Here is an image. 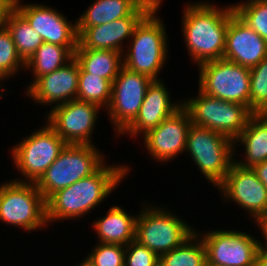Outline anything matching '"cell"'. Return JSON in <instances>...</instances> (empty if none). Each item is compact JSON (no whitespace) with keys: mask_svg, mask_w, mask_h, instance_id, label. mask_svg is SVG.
Returning <instances> with one entry per match:
<instances>
[{"mask_svg":"<svg viewBox=\"0 0 267 266\" xmlns=\"http://www.w3.org/2000/svg\"><path fill=\"white\" fill-rule=\"evenodd\" d=\"M3 82H5V80L0 76V83L2 84ZM0 87H1L0 88V98H2L3 97L2 95H6V93L4 92L6 89L4 88V85L3 86L1 85ZM3 93H5V94H3Z\"/></svg>","mask_w":267,"mask_h":266,"instance_id":"40","label":"cell"},{"mask_svg":"<svg viewBox=\"0 0 267 266\" xmlns=\"http://www.w3.org/2000/svg\"><path fill=\"white\" fill-rule=\"evenodd\" d=\"M161 80H152L149 84L139 113L133 122L119 135L136 139L135 137L143 136L149 130L156 128L167 117L175 113L183 106L181 101H173L172 96Z\"/></svg>","mask_w":267,"mask_h":266,"instance_id":"18","label":"cell"},{"mask_svg":"<svg viewBox=\"0 0 267 266\" xmlns=\"http://www.w3.org/2000/svg\"><path fill=\"white\" fill-rule=\"evenodd\" d=\"M159 266H206L202 238L194 232L180 246L159 256Z\"/></svg>","mask_w":267,"mask_h":266,"instance_id":"27","label":"cell"},{"mask_svg":"<svg viewBox=\"0 0 267 266\" xmlns=\"http://www.w3.org/2000/svg\"><path fill=\"white\" fill-rule=\"evenodd\" d=\"M92 248L86 256L94 266H124L125 246L96 242Z\"/></svg>","mask_w":267,"mask_h":266,"instance_id":"32","label":"cell"},{"mask_svg":"<svg viewBox=\"0 0 267 266\" xmlns=\"http://www.w3.org/2000/svg\"><path fill=\"white\" fill-rule=\"evenodd\" d=\"M66 145L67 143L47 123L34 130L26 138L16 142L9 151L17 172L23 176L12 180L36 183Z\"/></svg>","mask_w":267,"mask_h":266,"instance_id":"9","label":"cell"},{"mask_svg":"<svg viewBox=\"0 0 267 266\" xmlns=\"http://www.w3.org/2000/svg\"><path fill=\"white\" fill-rule=\"evenodd\" d=\"M112 83L100 76L85 72L80 67L77 98L106 110L111 100Z\"/></svg>","mask_w":267,"mask_h":266,"instance_id":"28","label":"cell"},{"mask_svg":"<svg viewBox=\"0 0 267 266\" xmlns=\"http://www.w3.org/2000/svg\"><path fill=\"white\" fill-rule=\"evenodd\" d=\"M77 46H61L44 42L25 63V71H31L32 81L26 90L41 76L64 66L74 57Z\"/></svg>","mask_w":267,"mask_h":266,"instance_id":"25","label":"cell"},{"mask_svg":"<svg viewBox=\"0 0 267 266\" xmlns=\"http://www.w3.org/2000/svg\"><path fill=\"white\" fill-rule=\"evenodd\" d=\"M146 15H128L104 25L77 27L76 49L114 50L123 53L125 44L134 34L135 28Z\"/></svg>","mask_w":267,"mask_h":266,"instance_id":"20","label":"cell"},{"mask_svg":"<svg viewBox=\"0 0 267 266\" xmlns=\"http://www.w3.org/2000/svg\"><path fill=\"white\" fill-rule=\"evenodd\" d=\"M142 203L136 219L135 241L158 256L177 248L195 232L196 228L167 206Z\"/></svg>","mask_w":267,"mask_h":266,"instance_id":"4","label":"cell"},{"mask_svg":"<svg viewBox=\"0 0 267 266\" xmlns=\"http://www.w3.org/2000/svg\"><path fill=\"white\" fill-rule=\"evenodd\" d=\"M250 110L267 114V56L250 68Z\"/></svg>","mask_w":267,"mask_h":266,"instance_id":"31","label":"cell"},{"mask_svg":"<svg viewBox=\"0 0 267 266\" xmlns=\"http://www.w3.org/2000/svg\"><path fill=\"white\" fill-rule=\"evenodd\" d=\"M124 266H159V256L134 240L125 246Z\"/></svg>","mask_w":267,"mask_h":266,"instance_id":"33","label":"cell"},{"mask_svg":"<svg viewBox=\"0 0 267 266\" xmlns=\"http://www.w3.org/2000/svg\"><path fill=\"white\" fill-rule=\"evenodd\" d=\"M206 250V266H255L259 238L240 230L216 229L200 233Z\"/></svg>","mask_w":267,"mask_h":266,"instance_id":"11","label":"cell"},{"mask_svg":"<svg viewBox=\"0 0 267 266\" xmlns=\"http://www.w3.org/2000/svg\"><path fill=\"white\" fill-rule=\"evenodd\" d=\"M38 33L44 42L61 46H77V23L56 8L44 4H24L19 0L14 7ZM73 22V23H72Z\"/></svg>","mask_w":267,"mask_h":266,"instance_id":"16","label":"cell"},{"mask_svg":"<svg viewBox=\"0 0 267 266\" xmlns=\"http://www.w3.org/2000/svg\"><path fill=\"white\" fill-rule=\"evenodd\" d=\"M101 108L78 99L53 107L46 114V122L67 144H88L98 122Z\"/></svg>","mask_w":267,"mask_h":266,"instance_id":"13","label":"cell"},{"mask_svg":"<svg viewBox=\"0 0 267 266\" xmlns=\"http://www.w3.org/2000/svg\"><path fill=\"white\" fill-rule=\"evenodd\" d=\"M162 3L157 4L138 24L130 38L128 49L123 52V66L130 71L159 80L169 58L166 24L157 13ZM168 45V46H167ZM160 74V75H159Z\"/></svg>","mask_w":267,"mask_h":266,"instance_id":"3","label":"cell"},{"mask_svg":"<svg viewBox=\"0 0 267 266\" xmlns=\"http://www.w3.org/2000/svg\"><path fill=\"white\" fill-rule=\"evenodd\" d=\"M83 260V261H82ZM80 263H78L76 266H94L93 263L88 259V257L86 256V258L82 259Z\"/></svg>","mask_w":267,"mask_h":266,"instance_id":"38","label":"cell"},{"mask_svg":"<svg viewBox=\"0 0 267 266\" xmlns=\"http://www.w3.org/2000/svg\"><path fill=\"white\" fill-rule=\"evenodd\" d=\"M105 157L96 145L67 144L35 183L37 189L47 200L55 192L93 174L106 161Z\"/></svg>","mask_w":267,"mask_h":266,"instance_id":"6","label":"cell"},{"mask_svg":"<svg viewBox=\"0 0 267 266\" xmlns=\"http://www.w3.org/2000/svg\"><path fill=\"white\" fill-rule=\"evenodd\" d=\"M255 266H267V243L261 242L258 248Z\"/></svg>","mask_w":267,"mask_h":266,"instance_id":"35","label":"cell"},{"mask_svg":"<svg viewBox=\"0 0 267 266\" xmlns=\"http://www.w3.org/2000/svg\"><path fill=\"white\" fill-rule=\"evenodd\" d=\"M3 3H5L9 8H14L15 4L19 1V0H0Z\"/></svg>","mask_w":267,"mask_h":266,"instance_id":"39","label":"cell"},{"mask_svg":"<svg viewBox=\"0 0 267 266\" xmlns=\"http://www.w3.org/2000/svg\"><path fill=\"white\" fill-rule=\"evenodd\" d=\"M191 124L190 115L182 106L142 136L146 152L161 164L183 155Z\"/></svg>","mask_w":267,"mask_h":266,"instance_id":"15","label":"cell"},{"mask_svg":"<svg viewBox=\"0 0 267 266\" xmlns=\"http://www.w3.org/2000/svg\"><path fill=\"white\" fill-rule=\"evenodd\" d=\"M9 9L5 3L0 1V28L4 25V18Z\"/></svg>","mask_w":267,"mask_h":266,"instance_id":"37","label":"cell"},{"mask_svg":"<svg viewBox=\"0 0 267 266\" xmlns=\"http://www.w3.org/2000/svg\"><path fill=\"white\" fill-rule=\"evenodd\" d=\"M232 5L235 14L267 42V0H240Z\"/></svg>","mask_w":267,"mask_h":266,"instance_id":"29","label":"cell"},{"mask_svg":"<svg viewBox=\"0 0 267 266\" xmlns=\"http://www.w3.org/2000/svg\"><path fill=\"white\" fill-rule=\"evenodd\" d=\"M106 162L93 174L55 192L46 200L48 226L56 221L81 220L80 218L108 199L113 190L115 191L120 183L128 178V174L131 175L129 164L110 165Z\"/></svg>","mask_w":267,"mask_h":266,"instance_id":"1","label":"cell"},{"mask_svg":"<svg viewBox=\"0 0 267 266\" xmlns=\"http://www.w3.org/2000/svg\"><path fill=\"white\" fill-rule=\"evenodd\" d=\"M25 62L18 55L10 31L5 25L0 28V76L5 80L25 71Z\"/></svg>","mask_w":267,"mask_h":266,"instance_id":"30","label":"cell"},{"mask_svg":"<svg viewBox=\"0 0 267 266\" xmlns=\"http://www.w3.org/2000/svg\"><path fill=\"white\" fill-rule=\"evenodd\" d=\"M259 229L260 234L263 236V241L267 243V213L255 224Z\"/></svg>","mask_w":267,"mask_h":266,"instance_id":"36","label":"cell"},{"mask_svg":"<svg viewBox=\"0 0 267 266\" xmlns=\"http://www.w3.org/2000/svg\"><path fill=\"white\" fill-rule=\"evenodd\" d=\"M216 188L225 202H233L243 208L255 222L253 224L267 213V189L252 168L234 162Z\"/></svg>","mask_w":267,"mask_h":266,"instance_id":"14","label":"cell"},{"mask_svg":"<svg viewBox=\"0 0 267 266\" xmlns=\"http://www.w3.org/2000/svg\"><path fill=\"white\" fill-rule=\"evenodd\" d=\"M74 58L85 72L100 76L111 83L123 67V53L114 50L76 49Z\"/></svg>","mask_w":267,"mask_h":266,"instance_id":"24","label":"cell"},{"mask_svg":"<svg viewBox=\"0 0 267 266\" xmlns=\"http://www.w3.org/2000/svg\"><path fill=\"white\" fill-rule=\"evenodd\" d=\"M234 144V140L221 133L191 124L185 153L204 179L216 188L235 162Z\"/></svg>","mask_w":267,"mask_h":266,"instance_id":"5","label":"cell"},{"mask_svg":"<svg viewBox=\"0 0 267 266\" xmlns=\"http://www.w3.org/2000/svg\"><path fill=\"white\" fill-rule=\"evenodd\" d=\"M252 169L256 173L258 179L264 184L267 189V160L254 165Z\"/></svg>","mask_w":267,"mask_h":266,"instance_id":"34","label":"cell"},{"mask_svg":"<svg viewBox=\"0 0 267 266\" xmlns=\"http://www.w3.org/2000/svg\"><path fill=\"white\" fill-rule=\"evenodd\" d=\"M235 155L240 146L244 148V159L235 157V163L245 168L267 160V114H254L248 121L247 126L234 140ZM239 143V144H238ZM241 143V144H240Z\"/></svg>","mask_w":267,"mask_h":266,"instance_id":"23","label":"cell"},{"mask_svg":"<svg viewBox=\"0 0 267 266\" xmlns=\"http://www.w3.org/2000/svg\"><path fill=\"white\" fill-rule=\"evenodd\" d=\"M105 215L91 223L97 235V243L126 246L135 240L137 215H130L124 208L114 204Z\"/></svg>","mask_w":267,"mask_h":266,"instance_id":"22","label":"cell"},{"mask_svg":"<svg viewBox=\"0 0 267 266\" xmlns=\"http://www.w3.org/2000/svg\"><path fill=\"white\" fill-rule=\"evenodd\" d=\"M152 79L147 75L125 68L112 83L111 100L107 111L115 137L120 135L136 118ZM118 134V135H117Z\"/></svg>","mask_w":267,"mask_h":266,"instance_id":"12","label":"cell"},{"mask_svg":"<svg viewBox=\"0 0 267 266\" xmlns=\"http://www.w3.org/2000/svg\"><path fill=\"white\" fill-rule=\"evenodd\" d=\"M213 3H186L182 10L183 43L191 63L197 66L223 59L227 27L234 9L232 3L222 7Z\"/></svg>","mask_w":267,"mask_h":266,"instance_id":"2","label":"cell"},{"mask_svg":"<svg viewBox=\"0 0 267 266\" xmlns=\"http://www.w3.org/2000/svg\"><path fill=\"white\" fill-rule=\"evenodd\" d=\"M267 56V42L233 11L227 27L223 59L252 68Z\"/></svg>","mask_w":267,"mask_h":266,"instance_id":"19","label":"cell"},{"mask_svg":"<svg viewBox=\"0 0 267 266\" xmlns=\"http://www.w3.org/2000/svg\"><path fill=\"white\" fill-rule=\"evenodd\" d=\"M164 0H95L76 19L77 27L104 25L128 15H147Z\"/></svg>","mask_w":267,"mask_h":266,"instance_id":"21","label":"cell"},{"mask_svg":"<svg viewBox=\"0 0 267 266\" xmlns=\"http://www.w3.org/2000/svg\"><path fill=\"white\" fill-rule=\"evenodd\" d=\"M198 94L182 99L191 123L208 128L235 140L245 129L254 113L240 103L223 101L198 89Z\"/></svg>","mask_w":267,"mask_h":266,"instance_id":"8","label":"cell"},{"mask_svg":"<svg viewBox=\"0 0 267 266\" xmlns=\"http://www.w3.org/2000/svg\"><path fill=\"white\" fill-rule=\"evenodd\" d=\"M80 66L73 57L59 69L39 77L27 90L26 95L42 106H55L77 98ZM54 104V106H53Z\"/></svg>","mask_w":267,"mask_h":266,"instance_id":"17","label":"cell"},{"mask_svg":"<svg viewBox=\"0 0 267 266\" xmlns=\"http://www.w3.org/2000/svg\"><path fill=\"white\" fill-rule=\"evenodd\" d=\"M33 232L48 227L46 200L35 183L3 181L0 184V223Z\"/></svg>","mask_w":267,"mask_h":266,"instance_id":"7","label":"cell"},{"mask_svg":"<svg viewBox=\"0 0 267 266\" xmlns=\"http://www.w3.org/2000/svg\"><path fill=\"white\" fill-rule=\"evenodd\" d=\"M4 25L11 33L18 55L26 63L44 43L42 37L15 8L7 11Z\"/></svg>","mask_w":267,"mask_h":266,"instance_id":"26","label":"cell"},{"mask_svg":"<svg viewBox=\"0 0 267 266\" xmlns=\"http://www.w3.org/2000/svg\"><path fill=\"white\" fill-rule=\"evenodd\" d=\"M198 73L201 92L250 109V68L220 59L200 64Z\"/></svg>","mask_w":267,"mask_h":266,"instance_id":"10","label":"cell"}]
</instances>
